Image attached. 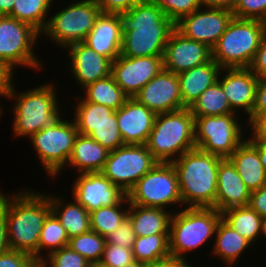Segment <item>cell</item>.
Instances as JSON below:
<instances>
[{
	"mask_svg": "<svg viewBox=\"0 0 266 267\" xmlns=\"http://www.w3.org/2000/svg\"><path fill=\"white\" fill-rule=\"evenodd\" d=\"M0 208L6 214L9 248L38 261L40 233L51 212L49 197L27 187L10 195L1 192Z\"/></svg>",
	"mask_w": 266,
	"mask_h": 267,
	"instance_id": "obj_1",
	"label": "cell"
},
{
	"mask_svg": "<svg viewBox=\"0 0 266 267\" xmlns=\"http://www.w3.org/2000/svg\"><path fill=\"white\" fill-rule=\"evenodd\" d=\"M123 37L121 55L128 57L163 56L175 24L153 1L147 0L121 14Z\"/></svg>",
	"mask_w": 266,
	"mask_h": 267,
	"instance_id": "obj_2",
	"label": "cell"
},
{
	"mask_svg": "<svg viewBox=\"0 0 266 267\" xmlns=\"http://www.w3.org/2000/svg\"><path fill=\"white\" fill-rule=\"evenodd\" d=\"M42 84L18 93L13 83L8 98L10 102H16L12 109L14 137L30 138L45 127H56L65 119L59 108L62 106L54 81Z\"/></svg>",
	"mask_w": 266,
	"mask_h": 267,
	"instance_id": "obj_3",
	"label": "cell"
},
{
	"mask_svg": "<svg viewBox=\"0 0 266 267\" xmlns=\"http://www.w3.org/2000/svg\"><path fill=\"white\" fill-rule=\"evenodd\" d=\"M222 157L194 148L172 162L185 207H213L217 194V170ZM185 204V205H184Z\"/></svg>",
	"mask_w": 266,
	"mask_h": 267,
	"instance_id": "obj_4",
	"label": "cell"
},
{
	"mask_svg": "<svg viewBox=\"0 0 266 267\" xmlns=\"http://www.w3.org/2000/svg\"><path fill=\"white\" fill-rule=\"evenodd\" d=\"M146 147L158 162L172 163L196 148L194 116L189 108L156 114Z\"/></svg>",
	"mask_w": 266,
	"mask_h": 267,
	"instance_id": "obj_5",
	"label": "cell"
},
{
	"mask_svg": "<svg viewBox=\"0 0 266 267\" xmlns=\"http://www.w3.org/2000/svg\"><path fill=\"white\" fill-rule=\"evenodd\" d=\"M180 210V211H179ZM173 212L169 230L170 255L187 258L186 253L212 240L222 213L213 207H185Z\"/></svg>",
	"mask_w": 266,
	"mask_h": 267,
	"instance_id": "obj_6",
	"label": "cell"
},
{
	"mask_svg": "<svg viewBox=\"0 0 266 267\" xmlns=\"http://www.w3.org/2000/svg\"><path fill=\"white\" fill-rule=\"evenodd\" d=\"M265 32L263 21L233 17L212 48V59L221 68H249Z\"/></svg>",
	"mask_w": 266,
	"mask_h": 267,
	"instance_id": "obj_7",
	"label": "cell"
},
{
	"mask_svg": "<svg viewBox=\"0 0 266 267\" xmlns=\"http://www.w3.org/2000/svg\"><path fill=\"white\" fill-rule=\"evenodd\" d=\"M66 5L48 18L47 26L41 34L62 49L84 42L101 13L96 0H74Z\"/></svg>",
	"mask_w": 266,
	"mask_h": 267,
	"instance_id": "obj_8",
	"label": "cell"
},
{
	"mask_svg": "<svg viewBox=\"0 0 266 267\" xmlns=\"http://www.w3.org/2000/svg\"><path fill=\"white\" fill-rule=\"evenodd\" d=\"M241 121L240 114L194 117L196 148L223 159L229 158L247 137L245 132H249L242 126L247 125L245 119Z\"/></svg>",
	"mask_w": 266,
	"mask_h": 267,
	"instance_id": "obj_9",
	"label": "cell"
},
{
	"mask_svg": "<svg viewBox=\"0 0 266 267\" xmlns=\"http://www.w3.org/2000/svg\"><path fill=\"white\" fill-rule=\"evenodd\" d=\"M39 36L41 34L29 24L0 16V61L14 72L23 66L40 71L45 65L35 54Z\"/></svg>",
	"mask_w": 266,
	"mask_h": 267,
	"instance_id": "obj_10",
	"label": "cell"
},
{
	"mask_svg": "<svg viewBox=\"0 0 266 267\" xmlns=\"http://www.w3.org/2000/svg\"><path fill=\"white\" fill-rule=\"evenodd\" d=\"M129 204L159 207L167 210L177 204L182 207L177 172L172 163L158 162L137 181L127 193Z\"/></svg>",
	"mask_w": 266,
	"mask_h": 267,
	"instance_id": "obj_11",
	"label": "cell"
},
{
	"mask_svg": "<svg viewBox=\"0 0 266 267\" xmlns=\"http://www.w3.org/2000/svg\"><path fill=\"white\" fill-rule=\"evenodd\" d=\"M77 135L74 120L64 119L56 127H45L28 138L44 172L51 179L58 178L67 166Z\"/></svg>",
	"mask_w": 266,
	"mask_h": 267,
	"instance_id": "obj_12",
	"label": "cell"
},
{
	"mask_svg": "<svg viewBox=\"0 0 266 267\" xmlns=\"http://www.w3.org/2000/svg\"><path fill=\"white\" fill-rule=\"evenodd\" d=\"M157 163L145 144L124 145L109 152L101 173L127 194Z\"/></svg>",
	"mask_w": 266,
	"mask_h": 267,
	"instance_id": "obj_13",
	"label": "cell"
},
{
	"mask_svg": "<svg viewBox=\"0 0 266 267\" xmlns=\"http://www.w3.org/2000/svg\"><path fill=\"white\" fill-rule=\"evenodd\" d=\"M232 18L233 12L229 9L201 6L175 23V29L184 37L199 41L212 49Z\"/></svg>",
	"mask_w": 266,
	"mask_h": 267,
	"instance_id": "obj_14",
	"label": "cell"
},
{
	"mask_svg": "<svg viewBox=\"0 0 266 267\" xmlns=\"http://www.w3.org/2000/svg\"><path fill=\"white\" fill-rule=\"evenodd\" d=\"M163 56L128 57L120 55L111 63V75L123 92L134 96L163 69Z\"/></svg>",
	"mask_w": 266,
	"mask_h": 267,
	"instance_id": "obj_15",
	"label": "cell"
},
{
	"mask_svg": "<svg viewBox=\"0 0 266 267\" xmlns=\"http://www.w3.org/2000/svg\"><path fill=\"white\" fill-rule=\"evenodd\" d=\"M74 183L72 197L89 213L102 206H113L127 195L101 172L77 174Z\"/></svg>",
	"mask_w": 266,
	"mask_h": 267,
	"instance_id": "obj_16",
	"label": "cell"
},
{
	"mask_svg": "<svg viewBox=\"0 0 266 267\" xmlns=\"http://www.w3.org/2000/svg\"><path fill=\"white\" fill-rule=\"evenodd\" d=\"M164 70L179 74L212 59V49L206 44L184 37L174 29L163 53Z\"/></svg>",
	"mask_w": 266,
	"mask_h": 267,
	"instance_id": "obj_17",
	"label": "cell"
},
{
	"mask_svg": "<svg viewBox=\"0 0 266 267\" xmlns=\"http://www.w3.org/2000/svg\"><path fill=\"white\" fill-rule=\"evenodd\" d=\"M134 99L155 114L182 109L178 75L163 69L139 90Z\"/></svg>",
	"mask_w": 266,
	"mask_h": 267,
	"instance_id": "obj_18",
	"label": "cell"
},
{
	"mask_svg": "<svg viewBox=\"0 0 266 267\" xmlns=\"http://www.w3.org/2000/svg\"><path fill=\"white\" fill-rule=\"evenodd\" d=\"M258 79L249 68H222L218 81L235 113L239 114L241 109L240 114L245 111L247 116L251 115Z\"/></svg>",
	"mask_w": 266,
	"mask_h": 267,
	"instance_id": "obj_19",
	"label": "cell"
},
{
	"mask_svg": "<svg viewBox=\"0 0 266 267\" xmlns=\"http://www.w3.org/2000/svg\"><path fill=\"white\" fill-rule=\"evenodd\" d=\"M69 52V73L80 86L96 82L111 75V61L97 53L84 42L72 44L66 48Z\"/></svg>",
	"mask_w": 266,
	"mask_h": 267,
	"instance_id": "obj_20",
	"label": "cell"
},
{
	"mask_svg": "<svg viewBox=\"0 0 266 267\" xmlns=\"http://www.w3.org/2000/svg\"><path fill=\"white\" fill-rule=\"evenodd\" d=\"M120 134L125 145L146 144L156 114L134 98L116 110Z\"/></svg>",
	"mask_w": 266,
	"mask_h": 267,
	"instance_id": "obj_21",
	"label": "cell"
},
{
	"mask_svg": "<svg viewBox=\"0 0 266 267\" xmlns=\"http://www.w3.org/2000/svg\"><path fill=\"white\" fill-rule=\"evenodd\" d=\"M122 37L121 14L101 12L84 43L113 62L121 55Z\"/></svg>",
	"mask_w": 266,
	"mask_h": 267,
	"instance_id": "obj_22",
	"label": "cell"
},
{
	"mask_svg": "<svg viewBox=\"0 0 266 267\" xmlns=\"http://www.w3.org/2000/svg\"><path fill=\"white\" fill-rule=\"evenodd\" d=\"M250 193L232 162L228 158L222 159L217 170V194L213 208L222 213L230 208L247 206Z\"/></svg>",
	"mask_w": 266,
	"mask_h": 267,
	"instance_id": "obj_23",
	"label": "cell"
},
{
	"mask_svg": "<svg viewBox=\"0 0 266 267\" xmlns=\"http://www.w3.org/2000/svg\"><path fill=\"white\" fill-rule=\"evenodd\" d=\"M221 70L211 59L205 64L177 74L183 108H190L207 88L217 82Z\"/></svg>",
	"mask_w": 266,
	"mask_h": 267,
	"instance_id": "obj_24",
	"label": "cell"
},
{
	"mask_svg": "<svg viewBox=\"0 0 266 267\" xmlns=\"http://www.w3.org/2000/svg\"><path fill=\"white\" fill-rule=\"evenodd\" d=\"M109 152L91 137L78 133L66 168H75L76 174L101 172Z\"/></svg>",
	"mask_w": 266,
	"mask_h": 267,
	"instance_id": "obj_25",
	"label": "cell"
},
{
	"mask_svg": "<svg viewBox=\"0 0 266 267\" xmlns=\"http://www.w3.org/2000/svg\"><path fill=\"white\" fill-rule=\"evenodd\" d=\"M228 159L235 166L236 171L250 191L259 189L266 182V172L258 151L247 138Z\"/></svg>",
	"mask_w": 266,
	"mask_h": 267,
	"instance_id": "obj_26",
	"label": "cell"
},
{
	"mask_svg": "<svg viewBox=\"0 0 266 267\" xmlns=\"http://www.w3.org/2000/svg\"><path fill=\"white\" fill-rule=\"evenodd\" d=\"M45 194L49 197L51 212L65 228L69 239L91 230L90 213L74 198L67 204L62 196Z\"/></svg>",
	"mask_w": 266,
	"mask_h": 267,
	"instance_id": "obj_27",
	"label": "cell"
},
{
	"mask_svg": "<svg viewBox=\"0 0 266 267\" xmlns=\"http://www.w3.org/2000/svg\"><path fill=\"white\" fill-rule=\"evenodd\" d=\"M173 211L159 207L129 204L128 216L136 236L169 234Z\"/></svg>",
	"mask_w": 266,
	"mask_h": 267,
	"instance_id": "obj_28",
	"label": "cell"
},
{
	"mask_svg": "<svg viewBox=\"0 0 266 267\" xmlns=\"http://www.w3.org/2000/svg\"><path fill=\"white\" fill-rule=\"evenodd\" d=\"M215 239V240H214ZM212 241L213 248L211 253L221 259L222 263L231 267L240 260L242 254H246V249L252 247V243L246 238L242 237L223 219L220 220L215 237ZM239 259V260H238Z\"/></svg>",
	"mask_w": 266,
	"mask_h": 267,
	"instance_id": "obj_29",
	"label": "cell"
},
{
	"mask_svg": "<svg viewBox=\"0 0 266 267\" xmlns=\"http://www.w3.org/2000/svg\"><path fill=\"white\" fill-rule=\"evenodd\" d=\"M222 219L254 246L257 240L265 237L266 221L249 205L225 210Z\"/></svg>",
	"mask_w": 266,
	"mask_h": 267,
	"instance_id": "obj_30",
	"label": "cell"
},
{
	"mask_svg": "<svg viewBox=\"0 0 266 267\" xmlns=\"http://www.w3.org/2000/svg\"><path fill=\"white\" fill-rule=\"evenodd\" d=\"M81 97L79 95L76 97L78 104L73 106L75 108L73 120L79 134L88 136L99 124L118 123L115 110L104 105L86 102Z\"/></svg>",
	"mask_w": 266,
	"mask_h": 267,
	"instance_id": "obj_31",
	"label": "cell"
},
{
	"mask_svg": "<svg viewBox=\"0 0 266 267\" xmlns=\"http://www.w3.org/2000/svg\"><path fill=\"white\" fill-rule=\"evenodd\" d=\"M83 100L118 110L129 98L120 86L115 82L112 75L97 80L82 88Z\"/></svg>",
	"mask_w": 266,
	"mask_h": 267,
	"instance_id": "obj_32",
	"label": "cell"
},
{
	"mask_svg": "<svg viewBox=\"0 0 266 267\" xmlns=\"http://www.w3.org/2000/svg\"><path fill=\"white\" fill-rule=\"evenodd\" d=\"M189 109L194 117L237 114L231 109L219 81L207 88Z\"/></svg>",
	"mask_w": 266,
	"mask_h": 267,
	"instance_id": "obj_33",
	"label": "cell"
},
{
	"mask_svg": "<svg viewBox=\"0 0 266 267\" xmlns=\"http://www.w3.org/2000/svg\"><path fill=\"white\" fill-rule=\"evenodd\" d=\"M54 0H14L13 10L10 17L27 23L40 34L48 23L49 9Z\"/></svg>",
	"mask_w": 266,
	"mask_h": 267,
	"instance_id": "obj_34",
	"label": "cell"
},
{
	"mask_svg": "<svg viewBox=\"0 0 266 267\" xmlns=\"http://www.w3.org/2000/svg\"><path fill=\"white\" fill-rule=\"evenodd\" d=\"M128 205V206H126ZM129 200L127 195L113 206H102L90 212L91 230L102 235L108 236L115 231L128 216Z\"/></svg>",
	"mask_w": 266,
	"mask_h": 267,
	"instance_id": "obj_35",
	"label": "cell"
},
{
	"mask_svg": "<svg viewBox=\"0 0 266 267\" xmlns=\"http://www.w3.org/2000/svg\"><path fill=\"white\" fill-rule=\"evenodd\" d=\"M132 253L134 260L145 265L169 256V234L136 236Z\"/></svg>",
	"mask_w": 266,
	"mask_h": 267,
	"instance_id": "obj_36",
	"label": "cell"
},
{
	"mask_svg": "<svg viewBox=\"0 0 266 267\" xmlns=\"http://www.w3.org/2000/svg\"><path fill=\"white\" fill-rule=\"evenodd\" d=\"M69 237L65 228L60 224L58 218L50 212L44 220L38 243V261L53 251L66 247ZM46 249V254L43 251Z\"/></svg>",
	"mask_w": 266,
	"mask_h": 267,
	"instance_id": "obj_37",
	"label": "cell"
},
{
	"mask_svg": "<svg viewBox=\"0 0 266 267\" xmlns=\"http://www.w3.org/2000/svg\"><path fill=\"white\" fill-rule=\"evenodd\" d=\"M105 245V237L92 230L71 237L68 244L73 251L83 256L89 263L101 261Z\"/></svg>",
	"mask_w": 266,
	"mask_h": 267,
	"instance_id": "obj_38",
	"label": "cell"
},
{
	"mask_svg": "<svg viewBox=\"0 0 266 267\" xmlns=\"http://www.w3.org/2000/svg\"><path fill=\"white\" fill-rule=\"evenodd\" d=\"M43 267H88L89 262L69 246L62 247L45 256L41 261Z\"/></svg>",
	"mask_w": 266,
	"mask_h": 267,
	"instance_id": "obj_39",
	"label": "cell"
},
{
	"mask_svg": "<svg viewBox=\"0 0 266 267\" xmlns=\"http://www.w3.org/2000/svg\"><path fill=\"white\" fill-rule=\"evenodd\" d=\"M110 152L124 146L118 123H102L88 135Z\"/></svg>",
	"mask_w": 266,
	"mask_h": 267,
	"instance_id": "obj_40",
	"label": "cell"
},
{
	"mask_svg": "<svg viewBox=\"0 0 266 267\" xmlns=\"http://www.w3.org/2000/svg\"><path fill=\"white\" fill-rule=\"evenodd\" d=\"M175 24L201 7L200 0H153Z\"/></svg>",
	"mask_w": 266,
	"mask_h": 267,
	"instance_id": "obj_41",
	"label": "cell"
},
{
	"mask_svg": "<svg viewBox=\"0 0 266 267\" xmlns=\"http://www.w3.org/2000/svg\"><path fill=\"white\" fill-rule=\"evenodd\" d=\"M233 17L260 20L266 23V0H237Z\"/></svg>",
	"mask_w": 266,
	"mask_h": 267,
	"instance_id": "obj_42",
	"label": "cell"
},
{
	"mask_svg": "<svg viewBox=\"0 0 266 267\" xmlns=\"http://www.w3.org/2000/svg\"><path fill=\"white\" fill-rule=\"evenodd\" d=\"M134 261L132 249L106 243L101 262L111 267H121Z\"/></svg>",
	"mask_w": 266,
	"mask_h": 267,
	"instance_id": "obj_43",
	"label": "cell"
},
{
	"mask_svg": "<svg viewBox=\"0 0 266 267\" xmlns=\"http://www.w3.org/2000/svg\"><path fill=\"white\" fill-rule=\"evenodd\" d=\"M136 239L134 228L129 216L121 222L120 226L105 237L106 243L124 246L127 249H132Z\"/></svg>",
	"mask_w": 266,
	"mask_h": 267,
	"instance_id": "obj_44",
	"label": "cell"
},
{
	"mask_svg": "<svg viewBox=\"0 0 266 267\" xmlns=\"http://www.w3.org/2000/svg\"><path fill=\"white\" fill-rule=\"evenodd\" d=\"M35 262L31 255L12 249L0 255V267H31Z\"/></svg>",
	"mask_w": 266,
	"mask_h": 267,
	"instance_id": "obj_45",
	"label": "cell"
},
{
	"mask_svg": "<svg viewBox=\"0 0 266 267\" xmlns=\"http://www.w3.org/2000/svg\"><path fill=\"white\" fill-rule=\"evenodd\" d=\"M147 0H96L102 13L122 14Z\"/></svg>",
	"mask_w": 266,
	"mask_h": 267,
	"instance_id": "obj_46",
	"label": "cell"
},
{
	"mask_svg": "<svg viewBox=\"0 0 266 267\" xmlns=\"http://www.w3.org/2000/svg\"><path fill=\"white\" fill-rule=\"evenodd\" d=\"M266 114V78L258 79V84L256 88L255 103L250 116L244 118L247 121L248 126L259 116Z\"/></svg>",
	"mask_w": 266,
	"mask_h": 267,
	"instance_id": "obj_47",
	"label": "cell"
},
{
	"mask_svg": "<svg viewBox=\"0 0 266 267\" xmlns=\"http://www.w3.org/2000/svg\"><path fill=\"white\" fill-rule=\"evenodd\" d=\"M249 69L259 78H266V32L264 33L259 48Z\"/></svg>",
	"mask_w": 266,
	"mask_h": 267,
	"instance_id": "obj_48",
	"label": "cell"
},
{
	"mask_svg": "<svg viewBox=\"0 0 266 267\" xmlns=\"http://www.w3.org/2000/svg\"><path fill=\"white\" fill-rule=\"evenodd\" d=\"M248 205L266 221V182L259 189L251 191Z\"/></svg>",
	"mask_w": 266,
	"mask_h": 267,
	"instance_id": "obj_49",
	"label": "cell"
},
{
	"mask_svg": "<svg viewBox=\"0 0 266 267\" xmlns=\"http://www.w3.org/2000/svg\"><path fill=\"white\" fill-rule=\"evenodd\" d=\"M14 74L15 72L9 66L0 61V97L8 99L14 83Z\"/></svg>",
	"mask_w": 266,
	"mask_h": 267,
	"instance_id": "obj_50",
	"label": "cell"
},
{
	"mask_svg": "<svg viewBox=\"0 0 266 267\" xmlns=\"http://www.w3.org/2000/svg\"><path fill=\"white\" fill-rule=\"evenodd\" d=\"M191 261L188 262V258H181L178 256L169 255L167 257L158 259L153 263L146 265L147 267H201L191 265Z\"/></svg>",
	"mask_w": 266,
	"mask_h": 267,
	"instance_id": "obj_51",
	"label": "cell"
},
{
	"mask_svg": "<svg viewBox=\"0 0 266 267\" xmlns=\"http://www.w3.org/2000/svg\"><path fill=\"white\" fill-rule=\"evenodd\" d=\"M248 140L266 141V114L259 115L249 126Z\"/></svg>",
	"mask_w": 266,
	"mask_h": 267,
	"instance_id": "obj_52",
	"label": "cell"
},
{
	"mask_svg": "<svg viewBox=\"0 0 266 267\" xmlns=\"http://www.w3.org/2000/svg\"><path fill=\"white\" fill-rule=\"evenodd\" d=\"M9 249L6 214L0 208V255Z\"/></svg>",
	"mask_w": 266,
	"mask_h": 267,
	"instance_id": "obj_53",
	"label": "cell"
},
{
	"mask_svg": "<svg viewBox=\"0 0 266 267\" xmlns=\"http://www.w3.org/2000/svg\"><path fill=\"white\" fill-rule=\"evenodd\" d=\"M202 7L224 8L233 10L237 0H200Z\"/></svg>",
	"mask_w": 266,
	"mask_h": 267,
	"instance_id": "obj_54",
	"label": "cell"
},
{
	"mask_svg": "<svg viewBox=\"0 0 266 267\" xmlns=\"http://www.w3.org/2000/svg\"><path fill=\"white\" fill-rule=\"evenodd\" d=\"M258 151L262 166L266 172V141L260 140H249Z\"/></svg>",
	"mask_w": 266,
	"mask_h": 267,
	"instance_id": "obj_55",
	"label": "cell"
},
{
	"mask_svg": "<svg viewBox=\"0 0 266 267\" xmlns=\"http://www.w3.org/2000/svg\"><path fill=\"white\" fill-rule=\"evenodd\" d=\"M14 0H0V16H9L13 10Z\"/></svg>",
	"mask_w": 266,
	"mask_h": 267,
	"instance_id": "obj_56",
	"label": "cell"
},
{
	"mask_svg": "<svg viewBox=\"0 0 266 267\" xmlns=\"http://www.w3.org/2000/svg\"><path fill=\"white\" fill-rule=\"evenodd\" d=\"M121 267H147V266L143 263H140V262L134 260L133 262L126 264L124 266H121Z\"/></svg>",
	"mask_w": 266,
	"mask_h": 267,
	"instance_id": "obj_57",
	"label": "cell"
},
{
	"mask_svg": "<svg viewBox=\"0 0 266 267\" xmlns=\"http://www.w3.org/2000/svg\"><path fill=\"white\" fill-rule=\"evenodd\" d=\"M88 267H111L109 265L103 264L101 261L89 263Z\"/></svg>",
	"mask_w": 266,
	"mask_h": 267,
	"instance_id": "obj_58",
	"label": "cell"
},
{
	"mask_svg": "<svg viewBox=\"0 0 266 267\" xmlns=\"http://www.w3.org/2000/svg\"><path fill=\"white\" fill-rule=\"evenodd\" d=\"M31 267H43L40 261H36Z\"/></svg>",
	"mask_w": 266,
	"mask_h": 267,
	"instance_id": "obj_59",
	"label": "cell"
},
{
	"mask_svg": "<svg viewBox=\"0 0 266 267\" xmlns=\"http://www.w3.org/2000/svg\"><path fill=\"white\" fill-rule=\"evenodd\" d=\"M2 105H0V117H3V112H4V110H3V106L1 107Z\"/></svg>",
	"mask_w": 266,
	"mask_h": 267,
	"instance_id": "obj_60",
	"label": "cell"
}]
</instances>
